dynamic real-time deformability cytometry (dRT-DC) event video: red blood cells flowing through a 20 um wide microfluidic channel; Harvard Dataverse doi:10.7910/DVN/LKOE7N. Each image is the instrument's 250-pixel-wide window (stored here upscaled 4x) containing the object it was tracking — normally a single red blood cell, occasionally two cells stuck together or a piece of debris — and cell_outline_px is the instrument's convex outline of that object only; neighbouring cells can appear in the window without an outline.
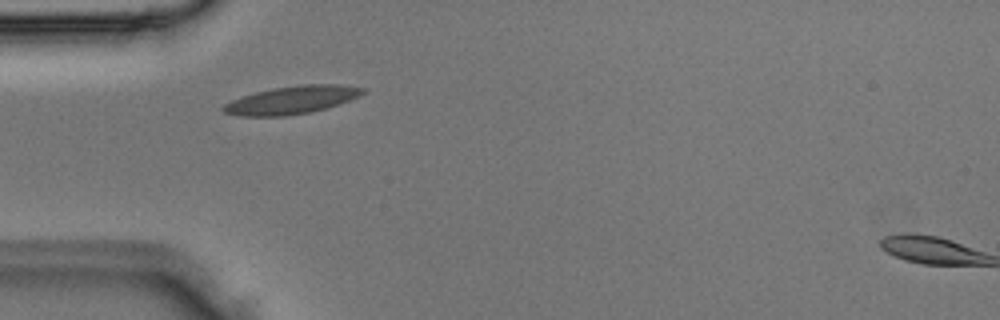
{"species": "Egyptian fruit bat (a non-hibernating species)", "species_latin": "Rousettus aegyptiacus", "temperature_condition": "room temperature", "stored_images_in_passage": 2, "camera_frame_rate_fps": 3000, "um_per_image_px": 0.085, "animal": {"sex": "male"}, "frame": {"image": 1, "passage_image": 1, "time_ms": 0.0, "image_size_px": [1000, 320], "cell_outline_px": [[364, 92], [360, 96], [340, 104], [312, 112], [288, 116], [240, 116], [224, 112], [220, 108], [224, 104], [232, 100], [256, 92], [272, 88], [304, 84], [340, 84], [364, 88]], "centroid_in_image_um": [24.82, 8.5], "position_along_channel_um": 60.2, "area_um2": 22.72}}
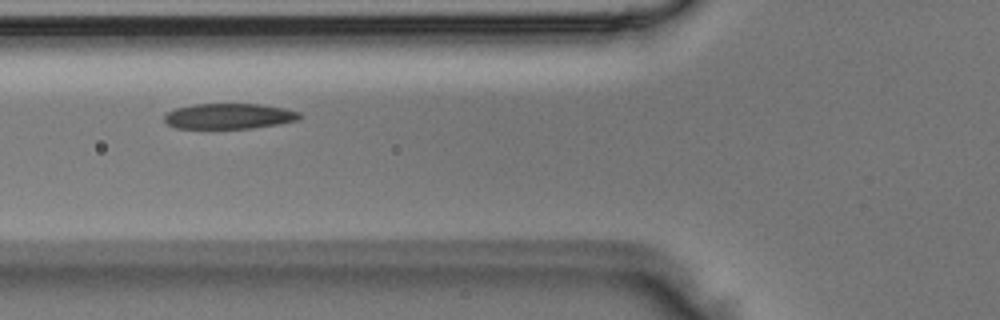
{"frame": {"image": 2, "passage_image": 2, "time_ms": 0.333, "image_size_px": [1000, 320], "cell_outline_px": [[300, 116], [296, 120], [276, 124], [252, 128], [176, 128], [168, 124], [164, 120], [164, 116], [168, 112], [176, 108], [192, 104], [260, 104], [284, 108], [300, 112]], "centroid_in_image_um": [19.44, 9.87], "position_along_channel_um": 106.4, "area_um2": 19.88}}